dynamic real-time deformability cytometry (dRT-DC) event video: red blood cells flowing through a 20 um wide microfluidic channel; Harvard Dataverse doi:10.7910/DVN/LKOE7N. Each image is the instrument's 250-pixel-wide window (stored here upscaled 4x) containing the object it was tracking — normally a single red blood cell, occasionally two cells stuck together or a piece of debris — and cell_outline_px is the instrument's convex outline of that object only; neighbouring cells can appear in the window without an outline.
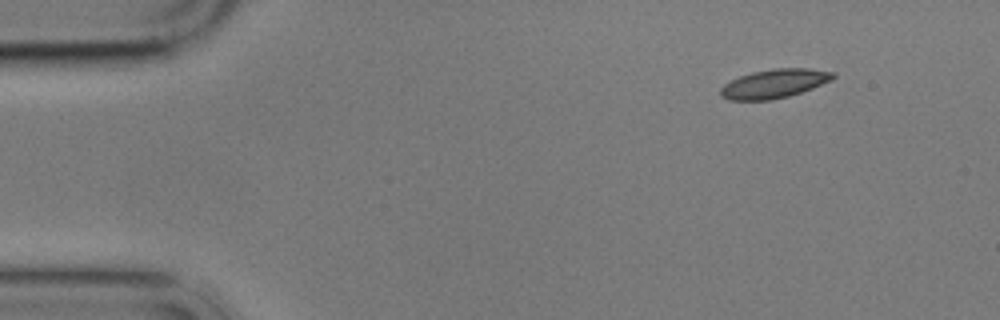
{"species": "common noctule bat (a hibernating species)", "species_latin": "Nyctalus noctula", "temperature_condition": "cold", "stored_images_in_passage": 4, "segment_of_instrument_passage": [1, 2], "camera_frame_rate_fps": 3000, "um_per_image_px": 0.085, "animal": {"sex": "male", "body_mass_g": 17.9}, "frame": {"image": 1, "passage_image": 1, "time_ms": 0.0, "image_size_px": [1000, 320], "cell_outline_px": [[836, 76], [832, 80], [812, 88], [788, 96], [772, 100], [728, 100], [720, 96], [720, 88], [724, 84], [740, 76], [752, 72], [772, 68], [808, 68], [836, 72]], "centroid_in_image_um": [65.82, 7.1], "position_along_channel_um": 19.2, "area_um2": 19.02}}